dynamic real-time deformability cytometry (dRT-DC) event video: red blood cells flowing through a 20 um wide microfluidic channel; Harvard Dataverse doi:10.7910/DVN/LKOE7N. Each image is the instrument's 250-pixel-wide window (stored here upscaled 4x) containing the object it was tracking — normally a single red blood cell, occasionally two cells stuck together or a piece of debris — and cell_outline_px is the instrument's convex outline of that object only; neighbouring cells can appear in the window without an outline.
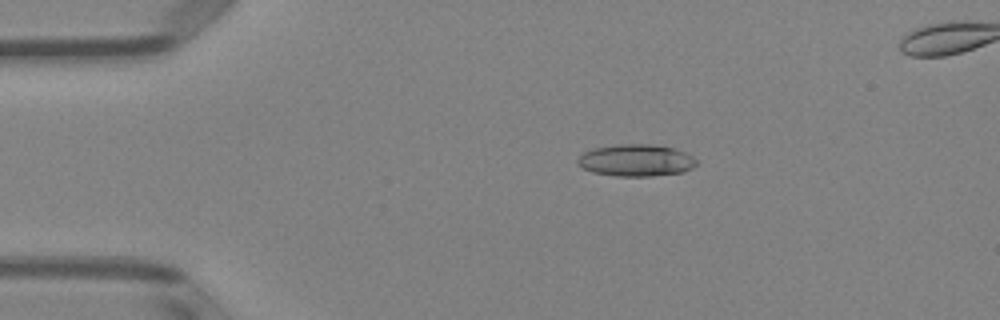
{"species": "Egyptian fruit bat (a non-hibernating species)", "species_latin": "Rousettus aegyptiacus", "temperature_condition": "room temperature", "stored_images_in_passage": 4, "camera_frame_rate_fps": 3000, "um_per_image_px": 0.085, "animal": {"sex": "female"}, "frame": {"image": 1, "passage_image": 2, "time_ms": 2.0, "image_size_px": [1000, 320], "cell_outline_px": [[696, 164], [692, 168], [684, 172], [652, 176], [616, 176], [592, 172], [584, 168], [576, 160], [584, 152], [596, 148], [616, 144], [652, 144], [672, 148], [684, 152], [692, 156], [696, 160]], "centroid_in_image_um": [54.08, 13.63], "position_along_channel_um": 30.9, "area_um2": 21.96}}